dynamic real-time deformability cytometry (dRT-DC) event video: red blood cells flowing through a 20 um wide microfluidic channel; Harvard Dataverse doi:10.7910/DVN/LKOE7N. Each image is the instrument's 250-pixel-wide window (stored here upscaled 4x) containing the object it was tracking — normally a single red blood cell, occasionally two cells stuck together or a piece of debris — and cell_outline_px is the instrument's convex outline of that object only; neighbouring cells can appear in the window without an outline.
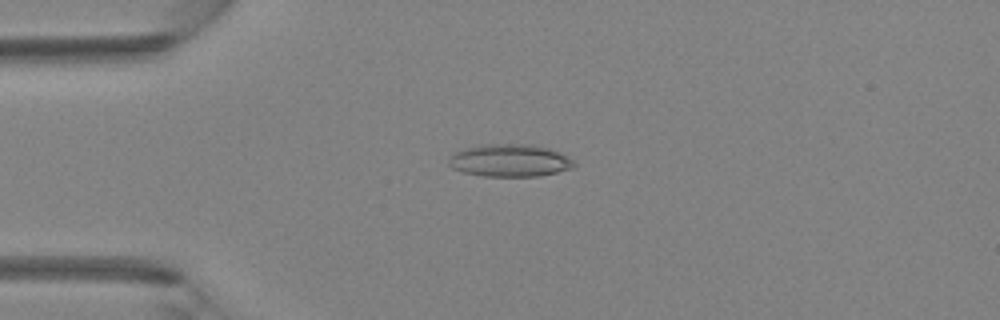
{"species": "Egyptian fruit bat (a non-hibernating species)", "species_latin": "Rousettus aegyptiacus", "temperature_condition": "room temperature", "stored_images_in_passage": 3, "camera_frame_rate_fps": 3000, "um_per_image_px": 0.085, "animal": {"sex": "female"}, "frame": {"image": 1, "passage_image": 2, "time_ms": 0.333, "image_size_px": [1000, 320], "cell_outline_px": [[576, 164], [572, 168], [540, 176], [484, 176], [464, 172], [452, 168], [448, 164], [448, 156], [452, 152], [464, 148], [480, 144], [536, 144], [560, 152], [568, 156]], "centroid_in_image_um": [43.3, 13.62], "position_along_channel_um": 41.7, "area_um2": 24.04}}